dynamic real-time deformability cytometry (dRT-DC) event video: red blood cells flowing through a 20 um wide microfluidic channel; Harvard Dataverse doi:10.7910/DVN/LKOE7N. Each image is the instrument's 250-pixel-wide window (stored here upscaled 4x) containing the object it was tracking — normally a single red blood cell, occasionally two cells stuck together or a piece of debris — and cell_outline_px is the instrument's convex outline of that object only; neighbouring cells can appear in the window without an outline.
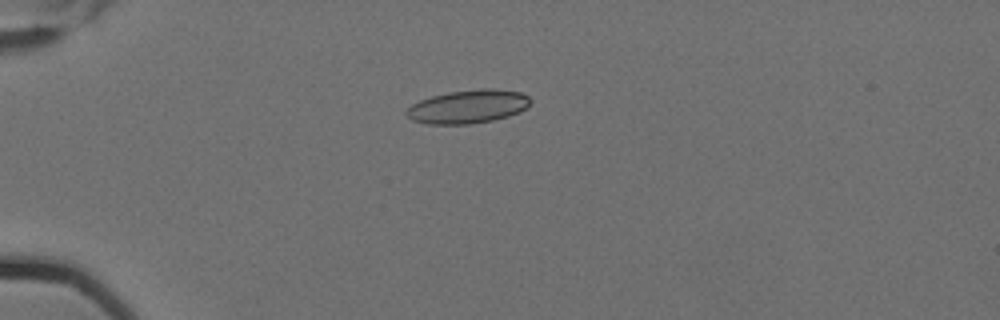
{"species": "Egyptian fruit bat (a non-hibernating species)", "species_latin": "Rousettus aegyptiacus", "temperature_condition": "cold", "stored_images_in_passage": 5, "camera_frame_rate_fps": 3000, "um_per_image_px": 0.085, "animal": {"sex": "female"}, "frame": {"image": 1, "passage_image": 3, "time_ms": 0.667, "image_size_px": [1000, 320], "cell_outline_px": [[528, 104], [520, 112], [508, 116], [492, 120], [468, 124], [428, 124], [412, 120], [404, 112], [412, 104], [420, 100], [432, 96], [448, 92], [480, 88], [492, 88], [520, 92], [528, 96]], "centroid_in_image_um": [39.75, 9.05], "position_along_channel_um": 45.3, "area_um2": 23.99}}
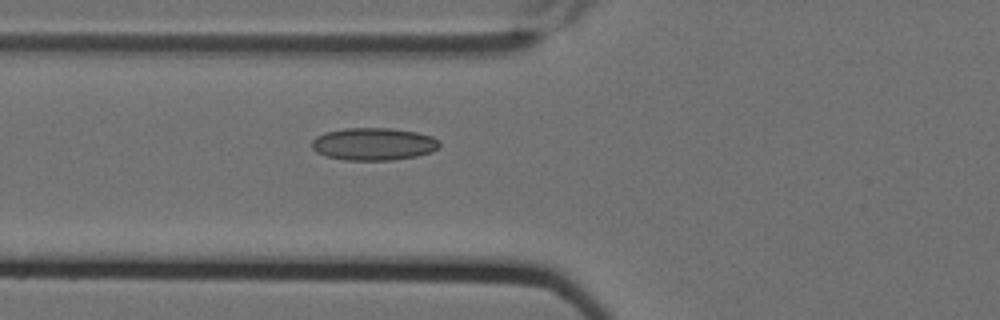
{"frame": {"image": 2, "passage_image": 5, "time_ms": 1.333, "image_size_px": [1000, 320], "cell_outline_px": [[440, 144], [432, 152], [416, 156], [392, 160], [344, 160], [324, 156], [316, 152], [312, 148], [312, 140], [316, 136], [324, 132], [344, 128], [392, 128], [416, 132], [432, 136], [440, 140]], "centroid_in_image_um": [31.73, 12.24], "position_along_channel_um": 94.1, "area_um2": 24.39}}